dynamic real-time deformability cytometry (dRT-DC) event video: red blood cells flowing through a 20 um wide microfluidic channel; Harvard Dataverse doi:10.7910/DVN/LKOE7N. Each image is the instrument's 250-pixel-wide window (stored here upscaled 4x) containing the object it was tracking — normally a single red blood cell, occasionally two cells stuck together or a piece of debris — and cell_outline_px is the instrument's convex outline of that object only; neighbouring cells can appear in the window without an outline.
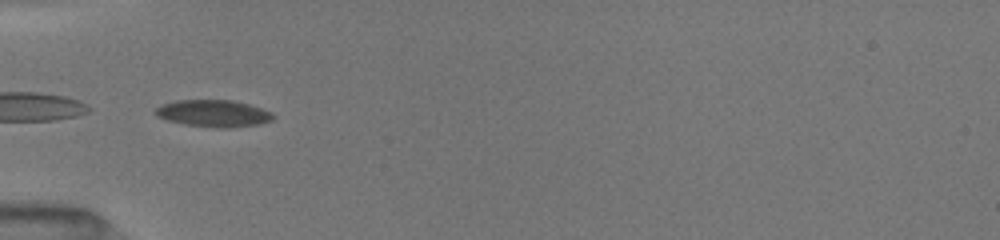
{"species": "common noctule bat (a hibernating species)", "species_latin": "Nyctalus noctula", "temperature_condition": "room temperature", "stored_images_in_passage": 20, "camera_frame_rate_fps": 3000, "um_per_image_px": 0.085, "animal": {"sex": "female", "body_mass_g": 19.5, "forearm_length_mm": 54.1}, "frame": {"image": 1, "passage_image": 14, "time_ms": 3.333, "image_size_px": [1000, 240], "cell_outline_px": [[272, 120], [256, 124], [228, 128], [212, 128], [184, 124], [168, 120], [156, 116], [156, 108], [164, 104], [176, 100], [228, 100], [248, 104], [260, 108], [268, 112], [272, 116]], "centroid_in_image_um": [18.09, 9.64], "position_along_channel_um": 66.9, "area_um2": 18.09}}
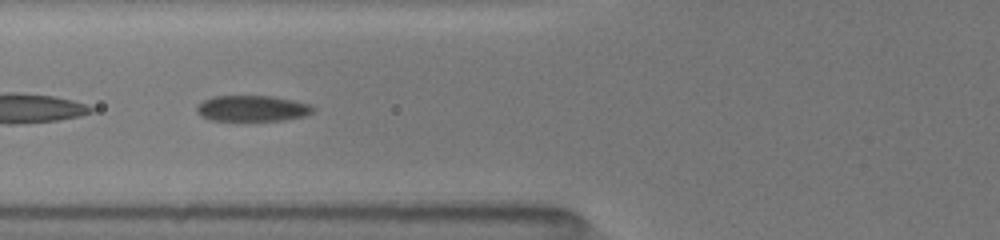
{"frame": {"image": 2, "passage_image": 19, "time_ms": 4.333, "image_size_px": [1000, 240], "cell_outline_px": [[312, 112], [304, 116], [280, 120], [216, 120], [204, 116], [196, 108], [204, 100], [216, 96], [272, 96], [292, 100], [308, 104], [312, 108]], "centroid_in_image_um": [21.47, 9.2], "position_along_channel_um": 104.3, "area_um2": 16.88}}